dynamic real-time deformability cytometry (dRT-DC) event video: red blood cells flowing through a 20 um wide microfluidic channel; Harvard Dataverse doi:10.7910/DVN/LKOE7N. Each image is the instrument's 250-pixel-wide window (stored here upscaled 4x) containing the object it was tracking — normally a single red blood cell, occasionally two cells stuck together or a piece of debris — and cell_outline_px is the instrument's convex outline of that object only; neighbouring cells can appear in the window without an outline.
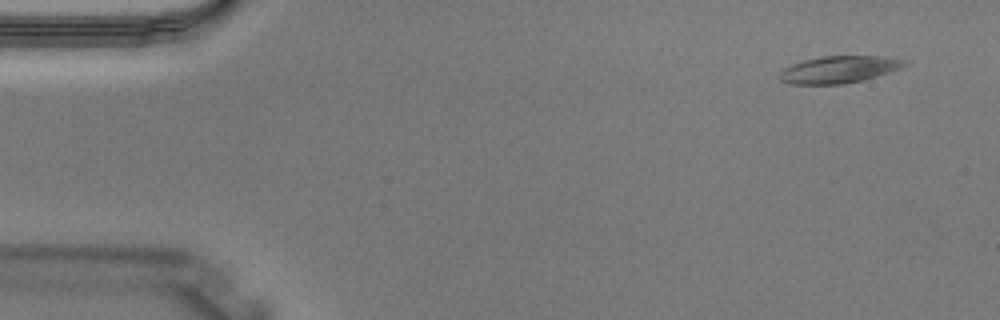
{"species": "Egyptian fruit bat (a non-hibernating species)", "species_latin": "Rousettus aegyptiacus", "temperature_condition": "warm", "stored_images_in_passage": 4, "camera_frame_rate_fps": 3000, "um_per_image_px": 0.085, "animal": {"sex": "male"}, "frame": {"image": 1, "passage_image": 4, "time_ms": 1.0, "image_size_px": [1000, 320], "cell_outline_px": [[912, 60], [908, 64], [900, 68], [864, 80], [844, 84], [788, 84], [780, 80], [780, 72], [784, 68], [792, 64], [804, 60], [820, 56], [888, 56]], "centroid_in_image_um": [71.37, 5.89], "position_along_channel_um": 13.6, "area_um2": 19.94}}